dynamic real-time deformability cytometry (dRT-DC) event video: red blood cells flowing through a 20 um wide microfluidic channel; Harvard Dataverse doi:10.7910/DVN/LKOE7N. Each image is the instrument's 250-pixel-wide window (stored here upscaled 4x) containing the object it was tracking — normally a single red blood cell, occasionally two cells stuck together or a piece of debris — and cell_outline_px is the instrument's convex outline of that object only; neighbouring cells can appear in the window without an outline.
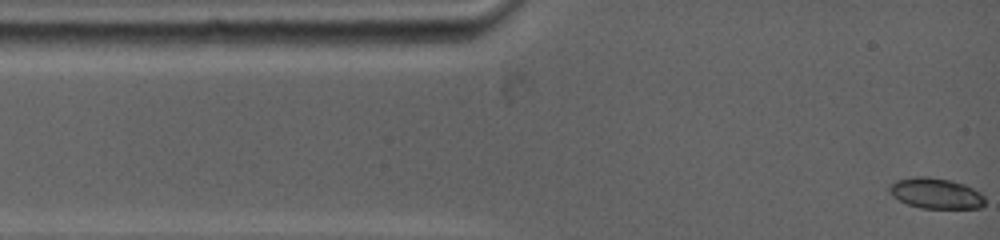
{"species": "common noctule bat (a hibernating species)", "species_latin": "Nyctalus noctula", "temperature_condition": "warm", "stored_images_in_passage": 26, "camera_frame_rate_fps": 5000, "um_per_image_px": 0.085, "animal": {"sex": "female", "body_mass_g": 19.0, "forearm_length_mm": 53.3}, "frame": {"image": 1, "passage_image": 1, "time_ms": 0.0, "image_size_px": [1000, 240], "cell_outline_px": [[984, 204], [980, 208], [920, 208], [908, 204], [900, 200], [892, 192], [892, 184], [896, 180], [948, 180], [972, 188], [980, 192], [984, 196]], "centroid_in_image_um": [79.66, 16.51], "position_along_channel_um": 5.3, "area_um2": 15.61}}
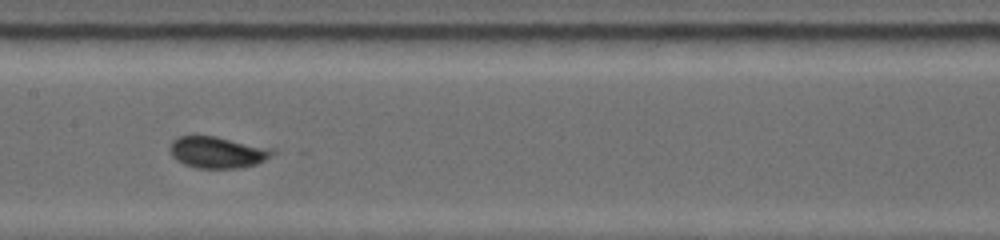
{"frame": {"image": 2, "passage_image": 15, "time_ms": 6.0, "image_size_px": [1000, 240], "cell_outline_px": [[276, 152], [264, 160], [256, 164], [240, 168], [196, 168], [184, 164], [176, 160], [172, 156], [172, 140], [176, 136], [192, 132], [216, 136], [276, 148]], "centroid_in_image_um": [18.48, 12.89], "position_along_channel_um": 188.9, "area_um2": 19.54}}
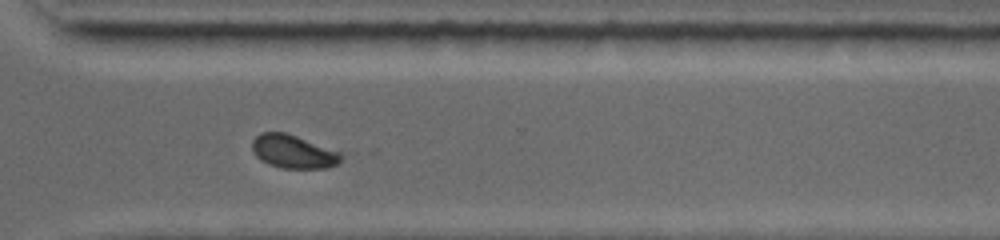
{"frame": {"image": 3, "passage_image": 26, "time_ms": 10.0, "image_size_px": [1000, 240], "cell_outline_px": [[340, 160], [336, 164], [328, 168], [284, 168], [268, 164], [256, 156], [252, 148], [252, 140], [260, 132], [284, 132], [296, 136], [340, 152]], "centroid_in_image_um": [24.89, 12.88], "position_along_channel_um": 345.7, "area_um2": 16.99}}